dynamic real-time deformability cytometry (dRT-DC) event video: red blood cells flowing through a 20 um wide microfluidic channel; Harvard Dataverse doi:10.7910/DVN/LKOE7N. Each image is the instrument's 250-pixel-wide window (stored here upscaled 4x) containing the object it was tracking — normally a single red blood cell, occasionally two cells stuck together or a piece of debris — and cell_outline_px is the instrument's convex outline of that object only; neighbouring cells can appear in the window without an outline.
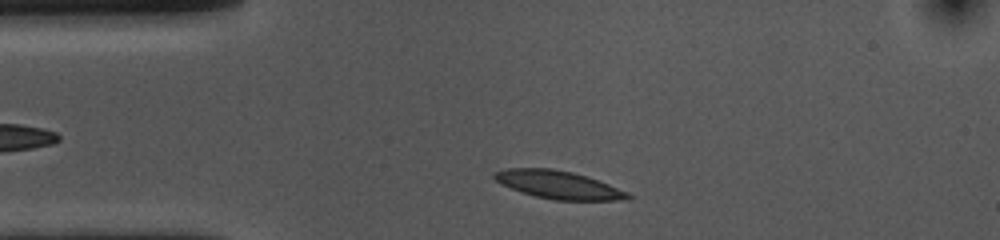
{"species": "common noctule bat (a hibernating species)", "species_latin": "Nyctalus noctula", "temperature_condition": "cold", "stored_images_in_passage": 34, "camera_frame_rate_fps": 3000, "um_per_image_px": 0.085, "animal": {"sex": "female", "body_mass_g": 10.0, "forearm_length_mm": 53.1}, "frame": {"image": 1, "passage_image": 3, "time_ms": 0.667, "image_size_px": [1000, 240], "cell_outline_px": [[632, 200], [552, 200], [536, 196], [512, 188], [496, 180], [492, 176], [496, 172], [508, 168], [552, 168], [572, 172], [608, 184], [628, 192], [632, 196]], "centroid_in_image_um": [47.52, 15.71], "position_along_channel_um": 37.5, "area_um2": 21.39}}
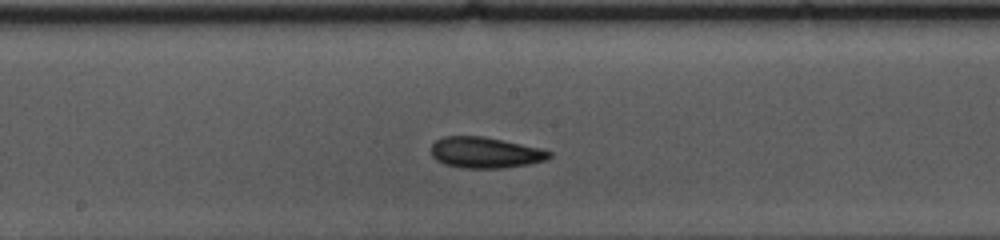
{"frame": {"image": 2, "passage_image": 19, "time_ms": 6.0, "image_size_px": [1000, 240], "cell_outline_px": [[552, 156], [544, 160], [528, 164], [500, 168], [464, 168], [444, 164], [436, 160], [432, 156], [432, 144], [436, 140], [444, 136], [484, 136], [540, 148], [552, 152]], "centroid_in_image_um": [41.23, 12.96], "position_along_channel_um": 207.0, "area_um2": 21.21}}
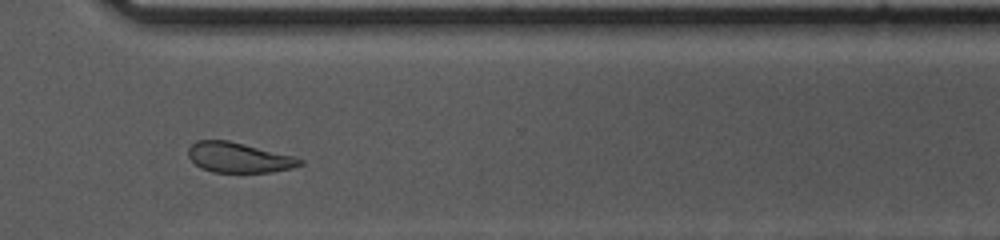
{"frame": {"image": 3, "passage_image": 31, "time_ms": 10.0, "image_size_px": [1000, 240], "cell_outline_px": [[304, 164], [292, 168], [272, 172], [212, 172], [200, 168], [188, 156], [188, 148], [196, 140], [228, 140], [296, 156], [304, 160]], "centroid_in_image_um": [20.32, 13.39], "position_along_channel_um": 350.3, "area_um2": 19.77}, "authors_computed_cell_mechanics": {"area_um2": 20.8658, "velocity_mm_per_s": 3.5852, "shape_relaxation_time_tau1_ms": 3.1712, "shape_relaxation_time_tau2_ms": 3.4012, "deformation_change_tau1": 0.1274, "deformation_change_tau2": 0.1147}}